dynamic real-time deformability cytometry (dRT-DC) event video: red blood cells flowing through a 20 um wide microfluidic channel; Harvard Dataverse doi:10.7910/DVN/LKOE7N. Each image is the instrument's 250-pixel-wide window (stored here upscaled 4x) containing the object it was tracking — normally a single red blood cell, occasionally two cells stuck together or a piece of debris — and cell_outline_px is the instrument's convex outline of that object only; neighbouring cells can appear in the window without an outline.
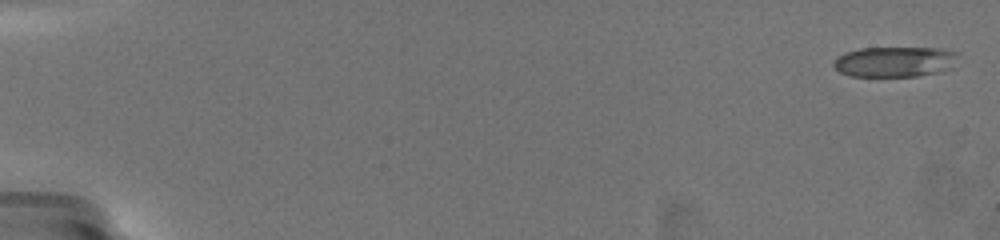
{"species": "common noctule bat (a hibernating species)", "species_latin": "Nyctalus noctula", "temperature_condition": "warm", "stored_images_in_passage": 53, "camera_frame_rate_fps": 3000, "um_per_image_px": 0.085, "animal": {"sex": "female", "body_mass_g": 19.5, "forearm_length_mm": 54.1}, "frame": {"image": 1, "passage_image": 1, "time_ms": 0.0, "image_size_px": [1000, 240], "cell_outline_px": [[956, 52], [952, 68], [944, 72], [916, 76], [852, 76], [840, 72], [832, 64], [840, 56], [848, 52], [860, 48], [936, 48]], "centroid_in_image_um": [76.08, 5.26], "position_along_channel_um": 8.9, "area_um2": 21.73}}
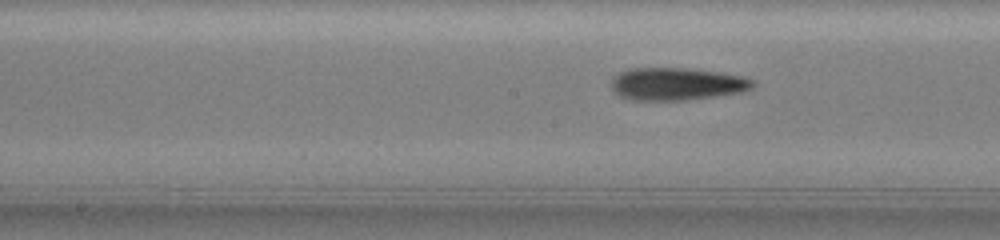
{"frame": {"image": 2, "passage_image": 21, "time_ms": 10.333, "image_size_px": [1000, 240], "cell_outline_px": [[756, 84], [752, 88], [740, 92], [716, 96], [684, 100], [632, 100], [620, 96], [612, 88], [612, 76], [628, 68], [684, 68], [720, 72], [744, 76], [756, 80]], "centroid_in_image_um": [57.55, 7.13], "position_along_channel_um": 190.7, "area_um2": 26.99}}
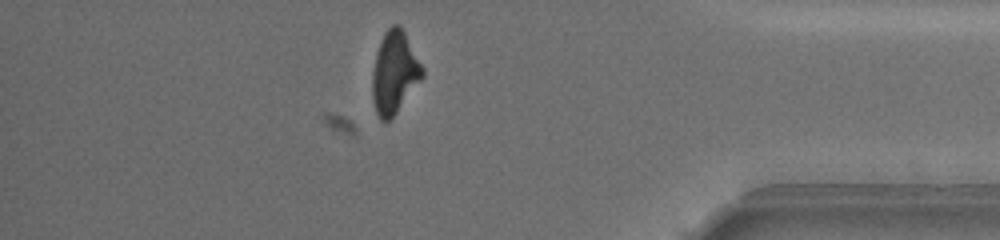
{"frame": {"image": 3, "passage_image": 47, "time_ms": 17.0, "image_size_px": [1000, 240], "cell_outline_px": [[424, 76], [396, 112], [388, 120], [380, 120], [376, 112], [372, 100], [372, 72], [376, 52], [380, 40], [384, 32], [392, 24], [400, 24], [424, 68]], "centroid_in_image_um": [33.52, 6.13], "position_along_channel_um": 401.7, "area_um2": 23.93}, "authors_computed_cell_mechanics": {"area_um2": 24.854, "velocity_mm_per_s": 3.5765, "shape_relaxation_time_tau1_ms": 7.5898, "shape_relaxation_time_tau2_ms": 4.565, "deformation_change_tau1": 0.2292, "deformation_change_tau2": 0.1482}}